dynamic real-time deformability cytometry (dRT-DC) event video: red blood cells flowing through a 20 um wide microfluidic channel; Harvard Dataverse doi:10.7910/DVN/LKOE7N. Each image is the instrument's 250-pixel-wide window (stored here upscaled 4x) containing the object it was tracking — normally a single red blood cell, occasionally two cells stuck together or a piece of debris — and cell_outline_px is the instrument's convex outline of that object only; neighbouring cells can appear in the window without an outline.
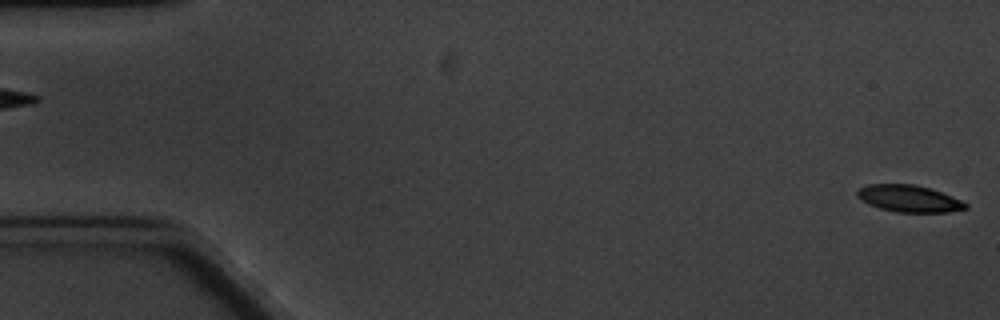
{"species": "common noctule bat (a hibernating species)", "species_latin": "Nyctalus noctula", "temperature_condition": "cold", "stored_images_in_passage": 5, "segment_of_instrument_passage": [2, 2], "camera_frame_rate_fps": 3000, "um_per_image_px": 0.085, "animal": {"sex": "male", "body_mass_g": 20.1, "forearm_length_mm": 53.5}, "frame": {"image": 1, "passage_image": 5, "time_ms": 4.667, "image_size_px": [1000, 320], "cell_outline_px": [[968, 208], [948, 212], [896, 212], [880, 208], [868, 204], [860, 200], [856, 196], [856, 192], [860, 188], [868, 184], [912, 184], [928, 188], [940, 192], [960, 200], [968, 204]], "centroid_in_image_um": [77.22, 16.88], "position_along_channel_um": 7.8, "area_um2": 16.82}}